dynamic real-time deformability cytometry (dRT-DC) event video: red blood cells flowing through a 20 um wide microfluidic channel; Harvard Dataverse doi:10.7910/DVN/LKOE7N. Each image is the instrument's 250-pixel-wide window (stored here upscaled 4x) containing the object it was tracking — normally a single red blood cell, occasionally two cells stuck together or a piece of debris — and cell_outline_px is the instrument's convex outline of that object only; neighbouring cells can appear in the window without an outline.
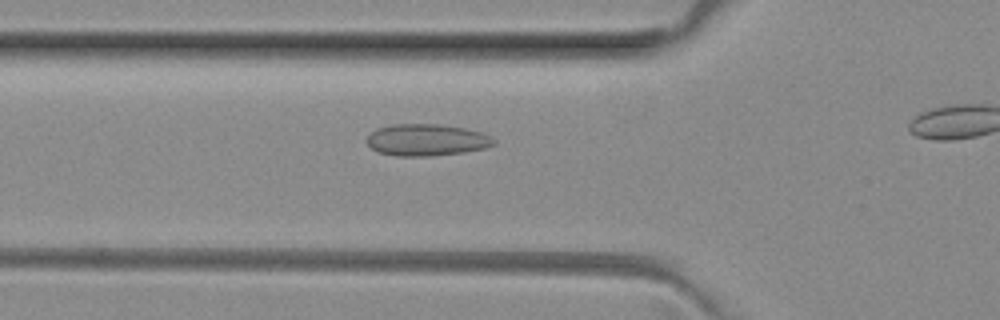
{"species": "common noctule bat (a hibernating species)", "species_latin": "Nyctalus noctula", "temperature_condition": "room temperature", "stored_images_in_passage": 33, "camera_frame_rate_fps": 3000, "um_per_image_px": 0.085, "animal": {"sex": "female", "body_mass_g": 29.2, "forearm_length_mm": 56.3}, "frame": {"image": 1, "passage_image": 10, "time_ms": 3.0, "image_size_px": [1000, 320], "cell_outline_px": [[496, 144], [484, 148], [464, 152], [432, 156], [396, 156], [380, 152], [372, 148], [368, 144], [368, 136], [376, 128], [392, 124], [440, 124], [464, 128], [480, 132], [492, 136], [496, 140]], "centroid_in_image_um": [36.29, 11.89], "position_along_channel_um": 89.5, "area_um2": 23.52}}
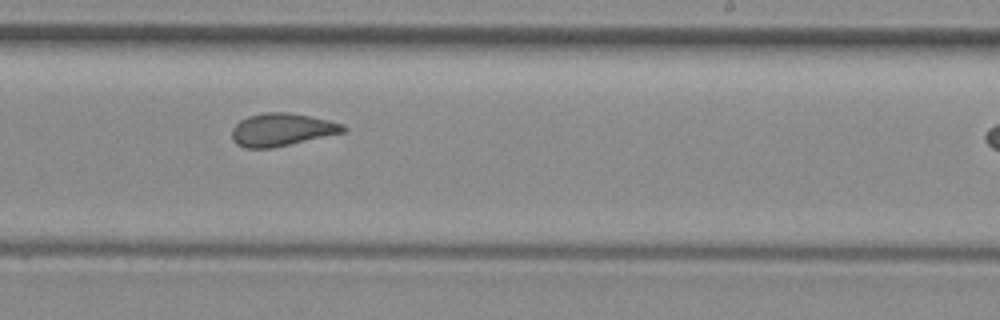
{"frame": {"image": 2, "passage_image": 23, "time_ms": 7.333, "image_size_px": [1000, 320], "cell_outline_px": [[348, 128], [344, 132], [272, 148], [244, 148], [236, 144], [232, 140], [232, 128], [240, 120], [248, 116], [264, 112], [288, 112], [328, 120], [344, 124]], "centroid_in_image_um": [23.92, 11.02], "position_along_channel_um": 265.1, "area_um2": 21.21}}
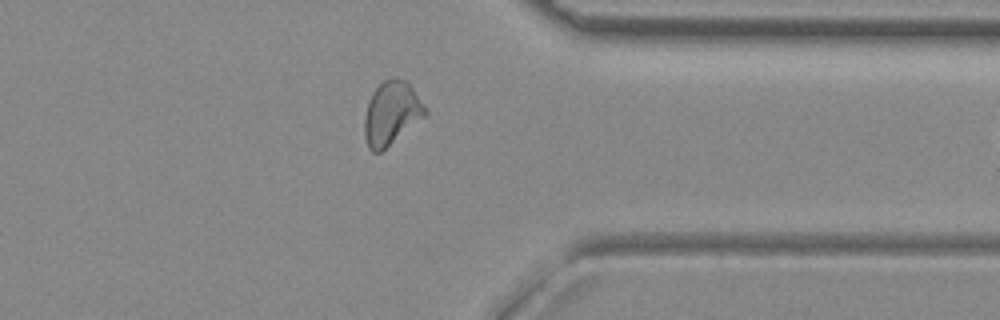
{"frame": {"image": 3, "passage_image": 32, "time_ms": 10.333, "image_size_px": [1000, 320], "cell_outline_px": [[428, 112], [424, 116], [380, 152], [372, 152], [368, 148], [364, 136], [364, 116], [368, 100], [372, 92], [384, 80], [392, 76], [396, 76], [408, 80], [428, 108]], "centroid_in_image_um": [33.27, 9.56], "position_along_channel_um": 378.1, "area_um2": 22.72}}